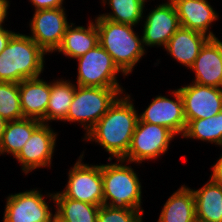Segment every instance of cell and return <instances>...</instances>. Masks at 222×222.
Listing matches in <instances>:
<instances>
[{
    "mask_svg": "<svg viewBox=\"0 0 222 222\" xmlns=\"http://www.w3.org/2000/svg\"><path fill=\"white\" fill-rule=\"evenodd\" d=\"M138 119L130 95L120 96L84 137L111 154L109 161L111 157L122 159L129 150Z\"/></svg>",
    "mask_w": 222,
    "mask_h": 222,
    "instance_id": "obj_1",
    "label": "cell"
},
{
    "mask_svg": "<svg viewBox=\"0 0 222 222\" xmlns=\"http://www.w3.org/2000/svg\"><path fill=\"white\" fill-rule=\"evenodd\" d=\"M47 54L27 35L15 33L0 53V82L20 83L39 77Z\"/></svg>",
    "mask_w": 222,
    "mask_h": 222,
    "instance_id": "obj_2",
    "label": "cell"
},
{
    "mask_svg": "<svg viewBox=\"0 0 222 222\" xmlns=\"http://www.w3.org/2000/svg\"><path fill=\"white\" fill-rule=\"evenodd\" d=\"M94 22L98 30L99 44L112 57L123 75L127 76L146 52L142 37L135 34L131 25L102 17H97Z\"/></svg>",
    "mask_w": 222,
    "mask_h": 222,
    "instance_id": "obj_3",
    "label": "cell"
},
{
    "mask_svg": "<svg viewBox=\"0 0 222 222\" xmlns=\"http://www.w3.org/2000/svg\"><path fill=\"white\" fill-rule=\"evenodd\" d=\"M122 163H125L123 159H117V163L102 165L103 204L144 211L141 208L142 189L138 175L133 168Z\"/></svg>",
    "mask_w": 222,
    "mask_h": 222,
    "instance_id": "obj_4",
    "label": "cell"
},
{
    "mask_svg": "<svg viewBox=\"0 0 222 222\" xmlns=\"http://www.w3.org/2000/svg\"><path fill=\"white\" fill-rule=\"evenodd\" d=\"M122 93V88L83 87L76 85L75 94L64 121L81 123L87 134Z\"/></svg>",
    "mask_w": 222,
    "mask_h": 222,
    "instance_id": "obj_5",
    "label": "cell"
},
{
    "mask_svg": "<svg viewBox=\"0 0 222 222\" xmlns=\"http://www.w3.org/2000/svg\"><path fill=\"white\" fill-rule=\"evenodd\" d=\"M78 59L77 85L83 87L121 88L117 74L122 72L105 49L97 44Z\"/></svg>",
    "mask_w": 222,
    "mask_h": 222,
    "instance_id": "obj_6",
    "label": "cell"
},
{
    "mask_svg": "<svg viewBox=\"0 0 222 222\" xmlns=\"http://www.w3.org/2000/svg\"><path fill=\"white\" fill-rule=\"evenodd\" d=\"M175 134L162 125L143 122L138 119L125 162L141 163L164 154Z\"/></svg>",
    "mask_w": 222,
    "mask_h": 222,
    "instance_id": "obj_7",
    "label": "cell"
},
{
    "mask_svg": "<svg viewBox=\"0 0 222 222\" xmlns=\"http://www.w3.org/2000/svg\"><path fill=\"white\" fill-rule=\"evenodd\" d=\"M83 156L82 153L73 168L69 170L67 185L60 193L76 201L101 206L103 205L102 165L84 164Z\"/></svg>",
    "mask_w": 222,
    "mask_h": 222,
    "instance_id": "obj_8",
    "label": "cell"
},
{
    "mask_svg": "<svg viewBox=\"0 0 222 222\" xmlns=\"http://www.w3.org/2000/svg\"><path fill=\"white\" fill-rule=\"evenodd\" d=\"M64 9V7H60L37 10L29 24L32 34L29 37L46 53L57 50L70 25Z\"/></svg>",
    "mask_w": 222,
    "mask_h": 222,
    "instance_id": "obj_9",
    "label": "cell"
},
{
    "mask_svg": "<svg viewBox=\"0 0 222 222\" xmlns=\"http://www.w3.org/2000/svg\"><path fill=\"white\" fill-rule=\"evenodd\" d=\"M39 190L9 195L3 222H51L55 217Z\"/></svg>",
    "mask_w": 222,
    "mask_h": 222,
    "instance_id": "obj_10",
    "label": "cell"
},
{
    "mask_svg": "<svg viewBox=\"0 0 222 222\" xmlns=\"http://www.w3.org/2000/svg\"><path fill=\"white\" fill-rule=\"evenodd\" d=\"M57 134L48 126L41 123L26 141L25 145L15 156L22 164L21 168L25 174L33 169L49 167L51 165Z\"/></svg>",
    "mask_w": 222,
    "mask_h": 222,
    "instance_id": "obj_11",
    "label": "cell"
},
{
    "mask_svg": "<svg viewBox=\"0 0 222 222\" xmlns=\"http://www.w3.org/2000/svg\"><path fill=\"white\" fill-rule=\"evenodd\" d=\"M186 122L208 118L222 111V88L192 83L178 89Z\"/></svg>",
    "mask_w": 222,
    "mask_h": 222,
    "instance_id": "obj_12",
    "label": "cell"
},
{
    "mask_svg": "<svg viewBox=\"0 0 222 222\" xmlns=\"http://www.w3.org/2000/svg\"><path fill=\"white\" fill-rule=\"evenodd\" d=\"M175 100L165 96H157L141 115L140 121L162 125L171 130L176 136L183 135L187 122L184 116V107L178 89L172 91Z\"/></svg>",
    "mask_w": 222,
    "mask_h": 222,
    "instance_id": "obj_13",
    "label": "cell"
},
{
    "mask_svg": "<svg viewBox=\"0 0 222 222\" xmlns=\"http://www.w3.org/2000/svg\"><path fill=\"white\" fill-rule=\"evenodd\" d=\"M146 17L141 36L144 47H165L172 35L181 27L172 1L155 7Z\"/></svg>",
    "mask_w": 222,
    "mask_h": 222,
    "instance_id": "obj_14",
    "label": "cell"
},
{
    "mask_svg": "<svg viewBox=\"0 0 222 222\" xmlns=\"http://www.w3.org/2000/svg\"><path fill=\"white\" fill-rule=\"evenodd\" d=\"M195 71L194 83L222 88V42L209 38L190 67Z\"/></svg>",
    "mask_w": 222,
    "mask_h": 222,
    "instance_id": "obj_15",
    "label": "cell"
},
{
    "mask_svg": "<svg viewBox=\"0 0 222 222\" xmlns=\"http://www.w3.org/2000/svg\"><path fill=\"white\" fill-rule=\"evenodd\" d=\"M180 26L216 38L209 27L218 19V14L206 0H172Z\"/></svg>",
    "mask_w": 222,
    "mask_h": 222,
    "instance_id": "obj_16",
    "label": "cell"
},
{
    "mask_svg": "<svg viewBox=\"0 0 222 222\" xmlns=\"http://www.w3.org/2000/svg\"><path fill=\"white\" fill-rule=\"evenodd\" d=\"M19 93L23 116L46 123L50 83L39 77L25 79L19 83Z\"/></svg>",
    "mask_w": 222,
    "mask_h": 222,
    "instance_id": "obj_17",
    "label": "cell"
},
{
    "mask_svg": "<svg viewBox=\"0 0 222 222\" xmlns=\"http://www.w3.org/2000/svg\"><path fill=\"white\" fill-rule=\"evenodd\" d=\"M208 39L205 34L180 27L164 48L176 61L190 68Z\"/></svg>",
    "mask_w": 222,
    "mask_h": 222,
    "instance_id": "obj_18",
    "label": "cell"
},
{
    "mask_svg": "<svg viewBox=\"0 0 222 222\" xmlns=\"http://www.w3.org/2000/svg\"><path fill=\"white\" fill-rule=\"evenodd\" d=\"M97 44L99 42L96 23L91 21L87 28L83 26L75 27L71 23L67 27L63 40L56 51L76 59L93 49Z\"/></svg>",
    "mask_w": 222,
    "mask_h": 222,
    "instance_id": "obj_19",
    "label": "cell"
},
{
    "mask_svg": "<svg viewBox=\"0 0 222 222\" xmlns=\"http://www.w3.org/2000/svg\"><path fill=\"white\" fill-rule=\"evenodd\" d=\"M195 219L193 189L182 185L168 198L157 222H193Z\"/></svg>",
    "mask_w": 222,
    "mask_h": 222,
    "instance_id": "obj_20",
    "label": "cell"
},
{
    "mask_svg": "<svg viewBox=\"0 0 222 222\" xmlns=\"http://www.w3.org/2000/svg\"><path fill=\"white\" fill-rule=\"evenodd\" d=\"M196 218L206 222H222V186L211 179L193 190Z\"/></svg>",
    "mask_w": 222,
    "mask_h": 222,
    "instance_id": "obj_21",
    "label": "cell"
},
{
    "mask_svg": "<svg viewBox=\"0 0 222 222\" xmlns=\"http://www.w3.org/2000/svg\"><path fill=\"white\" fill-rule=\"evenodd\" d=\"M48 196L56 203L55 217L61 222H97L100 206L64 197L60 192Z\"/></svg>",
    "mask_w": 222,
    "mask_h": 222,
    "instance_id": "obj_22",
    "label": "cell"
},
{
    "mask_svg": "<svg viewBox=\"0 0 222 222\" xmlns=\"http://www.w3.org/2000/svg\"><path fill=\"white\" fill-rule=\"evenodd\" d=\"M41 123L40 120L26 117L8 121L0 144V155L11 153L15 157Z\"/></svg>",
    "mask_w": 222,
    "mask_h": 222,
    "instance_id": "obj_23",
    "label": "cell"
},
{
    "mask_svg": "<svg viewBox=\"0 0 222 222\" xmlns=\"http://www.w3.org/2000/svg\"><path fill=\"white\" fill-rule=\"evenodd\" d=\"M75 84L56 80L50 83V97L46 109V124L51 120L64 121L75 94Z\"/></svg>",
    "mask_w": 222,
    "mask_h": 222,
    "instance_id": "obj_24",
    "label": "cell"
},
{
    "mask_svg": "<svg viewBox=\"0 0 222 222\" xmlns=\"http://www.w3.org/2000/svg\"><path fill=\"white\" fill-rule=\"evenodd\" d=\"M182 137L222 146V111L212 117L190 120Z\"/></svg>",
    "mask_w": 222,
    "mask_h": 222,
    "instance_id": "obj_25",
    "label": "cell"
},
{
    "mask_svg": "<svg viewBox=\"0 0 222 222\" xmlns=\"http://www.w3.org/2000/svg\"><path fill=\"white\" fill-rule=\"evenodd\" d=\"M112 9V13L102 14L98 17L111 20L113 22L134 26L143 18L145 0H107ZM106 0H103L106 5Z\"/></svg>",
    "mask_w": 222,
    "mask_h": 222,
    "instance_id": "obj_26",
    "label": "cell"
},
{
    "mask_svg": "<svg viewBox=\"0 0 222 222\" xmlns=\"http://www.w3.org/2000/svg\"><path fill=\"white\" fill-rule=\"evenodd\" d=\"M0 116L7 121L24 118L20 102L19 83L0 82Z\"/></svg>",
    "mask_w": 222,
    "mask_h": 222,
    "instance_id": "obj_27",
    "label": "cell"
},
{
    "mask_svg": "<svg viewBox=\"0 0 222 222\" xmlns=\"http://www.w3.org/2000/svg\"><path fill=\"white\" fill-rule=\"evenodd\" d=\"M144 211L131 208H113L108 205H101L97 216V222H143Z\"/></svg>",
    "mask_w": 222,
    "mask_h": 222,
    "instance_id": "obj_28",
    "label": "cell"
},
{
    "mask_svg": "<svg viewBox=\"0 0 222 222\" xmlns=\"http://www.w3.org/2000/svg\"><path fill=\"white\" fill-rule=\"evenodd\" d=\"M63 1L64 0H30L32 5L36 8L35 11L63 7Z\"/></svg>",
    "mask_w": 222,
    "mask_h": 222,
    "instance_id": "obj_29",
    "label": "cell"
},
{
    "mask_svg": "<svg viewBox=\"0 0 222 222\" xmlns=\"http://www.w3.org/2000/svg\"><path fill=\"white\" fill-rule=\"evenodd\" d=\"M212 174L210 176L211 180L222 186V154L221 157L217 160L216 164L212 166Z\"/></svg>",
    "mask_w": 222,
    "mask_h": 222,
    "instance_id": "obj_30",
    "label": "cell"
},
{
    "mask_svg": "<svg viewBox=\"0 0 222 222\" xmlns=\"http://www.w3.org/2000/svg\"><path fill=\"white\" fill-rule=\"evenodd\" d=\"M16 32H12L10 30H6L3 26H0V53L5 49L6 45L8 44L11 37Z\"/></svg>",
    "mask_w": 222,
    "mask_h": 222,
    "instance_id": "obj_31",
    "label": "cell"
},
{
    "mask_svg": "<svg viewBox=\"0 0 222 222\" xmlns=\"http://www.w3.org/2000/svg\"><path fill=\"white\" fill-rule=\"evenodd\" d=\"M9 4L8 0H0V26H2L7 17Z\"/></svg>",
    "mask_w": 222,
    "mask_h": 222,
    "instance_id": "obj_32",
    "label": "cell"
},
{
    "mask_svg": "<svg viewBox=\"0 0 222 222\" xmlns=\"http://www.w3.org/2000/svg\"><path fill=\"white\" fill-rule=\"evenodd\" d=\"M7 123L8 121L4 119L2 116H0V144H1V140H2L3 133L6 128Z\"/></svg>",
    "mask_w": 222,
    "mask_h": 222,
    "instance_id": "obj_33",
    "label": "cell"
},
{
    "mask_svg": "<svg viewBox=\"0 0 222 222\" xmlns=\"http://www.w3.org/2000/svg\"><path fill=\"white\" fill-rule=\"evenodd\" d=\"M51 222H61V221L57 219L56 217H54Z\"/></svg>",
    "mask_w": 222,
    "mask_h": 222,
    "instance_id": "obj_34",
    "label": "cell"
},
{
    "mask_svg": "<svg viewBox=\"0 0 222 222\" xmlns=\"http://www.w3.org/2000/svg\"><path fill=\"white\" fill-rule=\"evenodd\" d=\"M193 222H206V221H202V220L196 218Z\"/></svg>",
    "mask_w": 222,
    "mask_h": 222,
    "instance_id": "obj_35",
    "label": "cell"
}]
</instances>
